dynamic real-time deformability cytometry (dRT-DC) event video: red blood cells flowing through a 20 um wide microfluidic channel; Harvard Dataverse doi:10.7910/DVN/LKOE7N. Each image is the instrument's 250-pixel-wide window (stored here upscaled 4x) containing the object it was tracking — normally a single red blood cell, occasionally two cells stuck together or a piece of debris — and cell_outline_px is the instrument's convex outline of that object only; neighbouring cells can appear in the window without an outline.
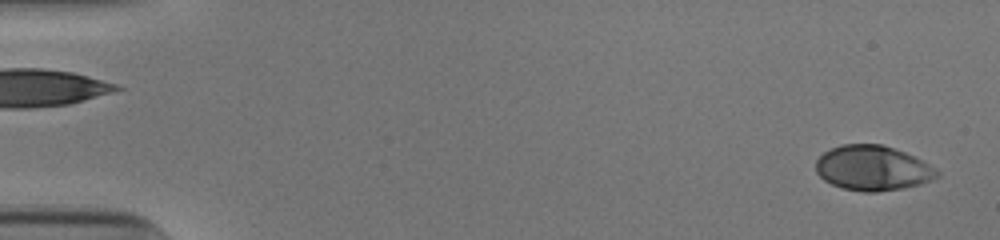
{"species": "human", "species_latin": "Homo sapiens", "temperature_condition": "cold", "stored_images_in_passage": 53, "camera_frame_rate_fps": 3000, "um_per_image_px": 0.085, "donor": {"sex": "male"}, "frame": {"image": 1, "passage_image": 2, "time_ms": 0.333, "image_size_px": [1000, 240], "cell_outline_px": [[940, 176], [932, 180], [920, 184], [904, 188], [876, 192], [864, 192], [844, 188], [832, 184], [824, 180], [816, 172], [816, 160], [824, 152], [840, 144], [880, 144], [904, 152], [928, 164], [940, 172]], "centroid_in_image_um": [74.17, 14.29], "position_along_channel_um": 10.8, "area_um2": 31.56}}
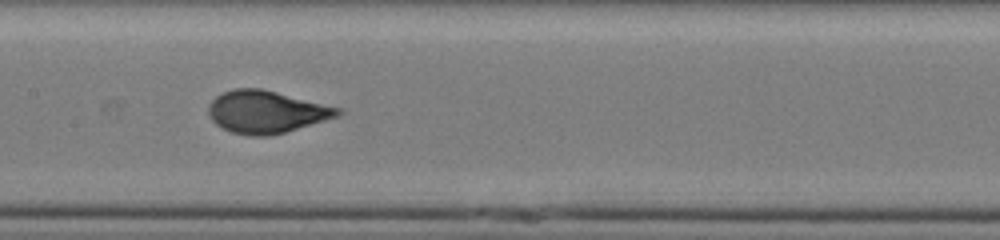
{"frame": {"image": 2, "passage_image": 27, "time_ms": 8.667, "image_size_px": [1000, 240], "cell_outline_px": [[344, 112], [340, 116], [284, 132], [268, 136], [252, 136], [232, 132], [216, 124], [212, 120], [208, 112], [208, 104], [216, 96], [232, 88], [260, 88], [340, 108]], "centroid_in_image_um": [22.62, 9.51], "position_along_channel_um": 184.8, "area_um2": 31.67}}
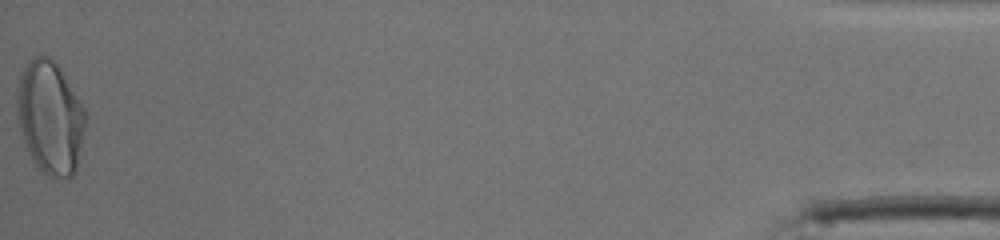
{"frame": {"image": 3, "passage_image": 53, "time_ms": 17.333, "image_size_px": [1000, 240], "cell_outline_px": [[88, 116], [76, 172], [72, 176], [48, 176], [36, 168], [24, 144], [20, 132], [16, 116], [16, 88], [20, 76], [24, 68], [36, 56], [48, 56], [56, 64], [64, 76], [84, 108]], "centroid_in_image_um": [4.25, 10.04], "position_along_channel_um": 431.0, "area_um2": 45.32}, "authors_computed_cell_mechanics": {"area_um2": 31.6744, "velocity_mm_per_s": 3.8982, "shape_relaxation_time_tau1_ms": 3.841, "shape_relaxation_time_tau2_ms": null, "deformation_change_tau1": 0.1924, "deformation_change_tau2": null}}